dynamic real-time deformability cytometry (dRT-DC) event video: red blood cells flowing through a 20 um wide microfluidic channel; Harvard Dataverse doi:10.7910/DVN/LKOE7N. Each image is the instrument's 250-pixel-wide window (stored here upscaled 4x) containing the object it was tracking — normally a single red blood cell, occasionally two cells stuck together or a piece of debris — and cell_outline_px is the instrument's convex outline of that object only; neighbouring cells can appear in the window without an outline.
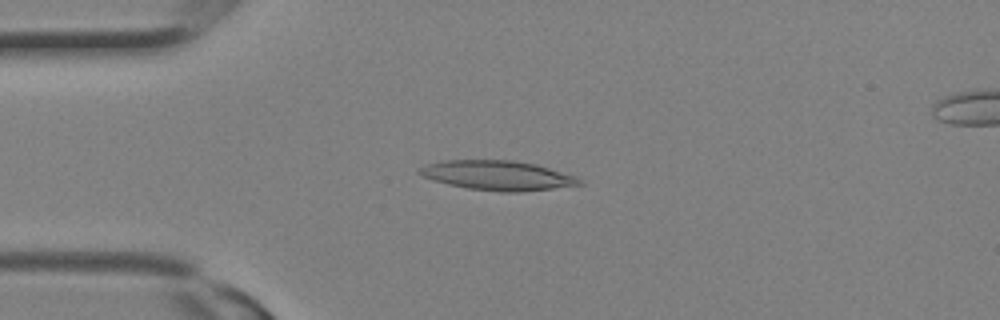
{"species": "Egyptian fruit bat (a non-hibernating species)", "species_latin": "Rousettus aegyptiacus", "temperature_condition": "room temperature", "stored_images_in_passage": 12, "camera_frame_rate_fps": 3000, "um_per_image_px": 0.085, "animal": {"sex": "female"}, "frame": {"image": 1, "passage_image": 7, "time_ms": 2.0, "image_size_px": [1000, 320], "cell_outline_px": [[584, 184], [520, 192], [500, 192], [468, 188], [448, 184], [432, 180], [420, 176], [416, 172], [416, 168], [428, 164], [444, 160], [512, 160], [536, 164], [576, 176]], "centroid_in_image_um": [42.24, 14.91], "position_along_channel_um": 42.8, "area_um2": 27.63}}
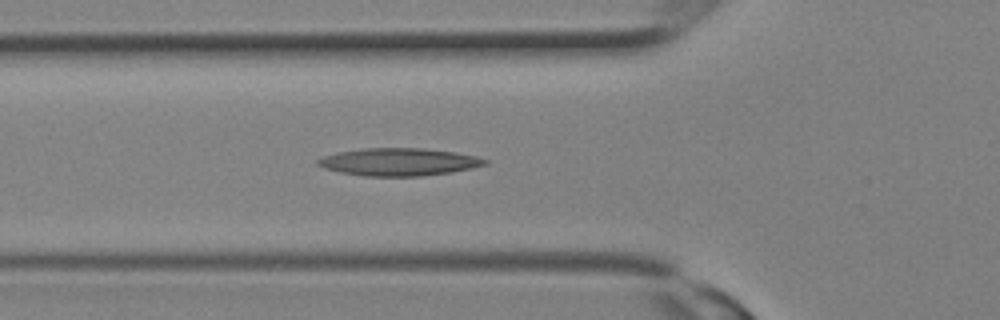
{"frame": {"image": 2, "passage_image": 10, "time_ms": 3.0, "image_size_px": [1000, 320], "cell_outline_px": [[488, 164], [472, 168], [452, 172], [420, 176], [364, 176], [340, 172], [324, 168], [316, 164], [316, 160], [324, 156], [336, 152], [360, 148], [424, 148], [456, 152], [476, 156], [488, 160]], "centroid_in_image_um": [33.9, 13.76], "position_along_channel_um": 91.9, "area_um2": 27.05}}
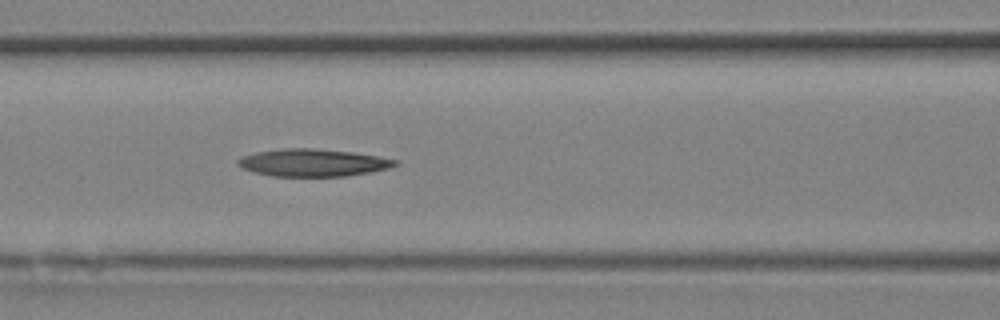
{"frame": {"image": 3, "passage_image": 12, "time_ms": 3.667, "image_size_px": [1000, 320], "cell_outline_px": [[400, 164], [388, 168], [372, 172], [344, 176], [272, 176], [240, 168], [236, 164], [236, 160], [240, 156], [256, 152], [280, 148], [316, 148], [352, 152], [376, 156], [396, 160]], "centroid_in_image_um": [26.55, 13.82], "position_along_channel_um": 140.1, "area_um2": 25.26}}